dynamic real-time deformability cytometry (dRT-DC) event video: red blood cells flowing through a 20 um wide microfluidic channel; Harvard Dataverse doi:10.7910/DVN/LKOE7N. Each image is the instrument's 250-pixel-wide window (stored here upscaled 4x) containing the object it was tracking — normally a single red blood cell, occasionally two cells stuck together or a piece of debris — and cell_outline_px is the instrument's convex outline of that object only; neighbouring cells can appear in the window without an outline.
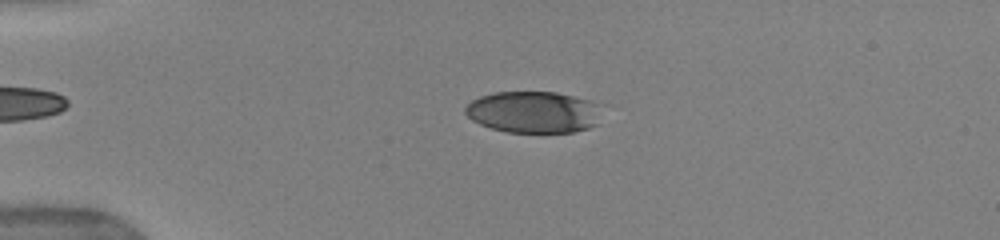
{"species": "human", "species_latin": "Homo sapiens", "temperature_condition": "warm", "stored_images_in_passage": 45, "camera_frame_rate_fps": 3000, "um_per_image_px": 0.085, "donor": {"sex": "female"}, "frame": {"image": 1, "passage_image": 12, "time_ms": 3.667, "image_size_px": [1000, 240], "cell_outline_px": [[596, 124], [588, 128], [572, 132], [508, 132], [492, 128], [480, 124], [472, 120], [464, 112], [464, 108], [472, 100], [480, 96], [496, 92], [556, 92], [592, 100], [596, 104]], "centroid_in_image_um": [45.28, 9.52], "position_along_channel_um": 39.7, "area_um2": 32.71}}
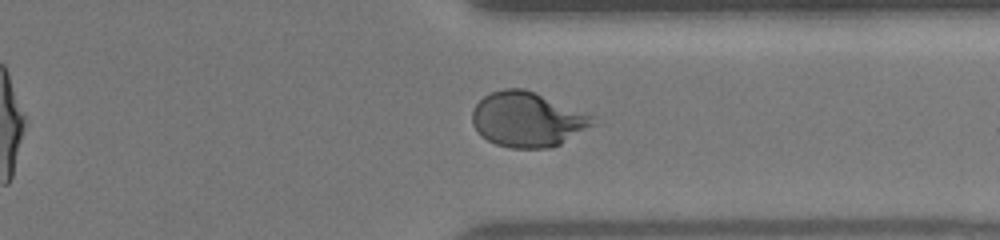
{"frame": {"image": 2, "passage_image": 40, "time_ms": 13.0, "image_size_px": [1000, 240], "cell_outline_px": [[600, 124], [552, 148], [512, 148], [496, 144], [480, 136], [472, 124], [472, 108], [484, 96], [492, 92], [504, 88], [524, 88], [596, 116]], "centroid_in_image_um": [44.89, 10.16], "position_along_channel_um": 366.5, "area_um2": 39.19}, "authors_computed_cell_mechanics": {"area_um2": 37.3388, "velocity_mm_per_s": 3.9473, "shape_relaxation_time_tau1_ms": 5.075, "shape_relaxation_time_tau2_ms": null, "deformation_change_tau1": 0.222, "deformation_change_tau2": null}}